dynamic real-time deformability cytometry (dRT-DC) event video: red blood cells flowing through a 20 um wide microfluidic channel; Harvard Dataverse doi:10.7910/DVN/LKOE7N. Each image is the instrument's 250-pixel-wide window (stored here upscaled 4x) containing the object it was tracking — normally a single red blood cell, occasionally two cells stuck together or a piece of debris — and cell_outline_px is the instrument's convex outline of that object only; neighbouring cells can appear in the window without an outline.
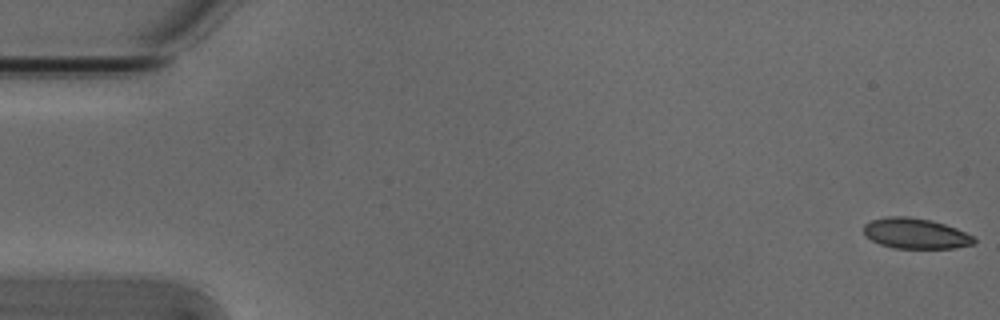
{"species": "Egyptian fruit bat (a non-hibernating species)", "species_latin": "Rousettus aegyptiacus", "temperature_condition": "cold", "stored_images_in_passage": 6, "camera_frame_rate_fps": 3000, "um_per_image_px": 0.085, "animal": {"sex": "male"}, "frame": {"image": 1, "passage_image": 1, "time_ms": 0.0, "image_size_px": [1000, 320], "cell_outline_px": [[976, 244], [952, 248], [896, 248], [880, 244], [864, 236], [864, 224], [872, 220], [888, 216], [908, 216], [932, 220], [956, 228], [972, 236], [976, 240]], "centroid_in_image_um": [77.81, 19.84], "position_along_channel_um": 7.2, "area_um2": 19.59}}
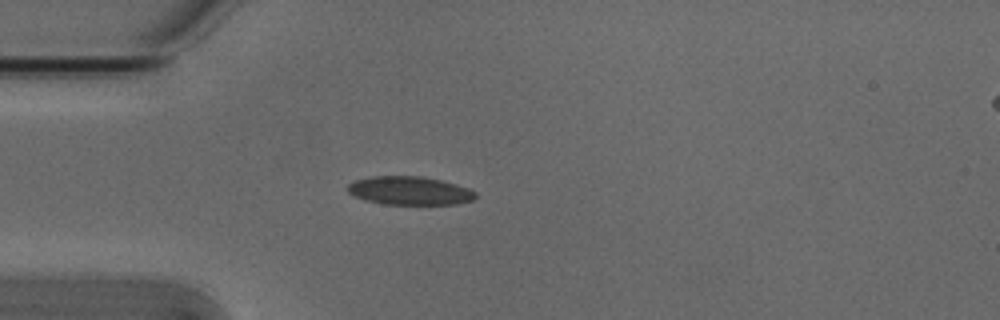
{"frame": {"image": 2, "passage_image": 5, "time_ms": 1.333, "image_size_px": [1000, 320], "cell_outline_px": [[476, 196], [472, 200], [456, 204], [384, 204], [364, 200], [352, 196], [348, 192], [348, 184], [356, 180], [372, 176], [420, 176], [440, 180], [456, 184], [468, 188], [476, 192]], "centroid_in_image_um": [34.79, 16.21], "position_along_channel_um": 50.2, "area_um2": 21.15}}